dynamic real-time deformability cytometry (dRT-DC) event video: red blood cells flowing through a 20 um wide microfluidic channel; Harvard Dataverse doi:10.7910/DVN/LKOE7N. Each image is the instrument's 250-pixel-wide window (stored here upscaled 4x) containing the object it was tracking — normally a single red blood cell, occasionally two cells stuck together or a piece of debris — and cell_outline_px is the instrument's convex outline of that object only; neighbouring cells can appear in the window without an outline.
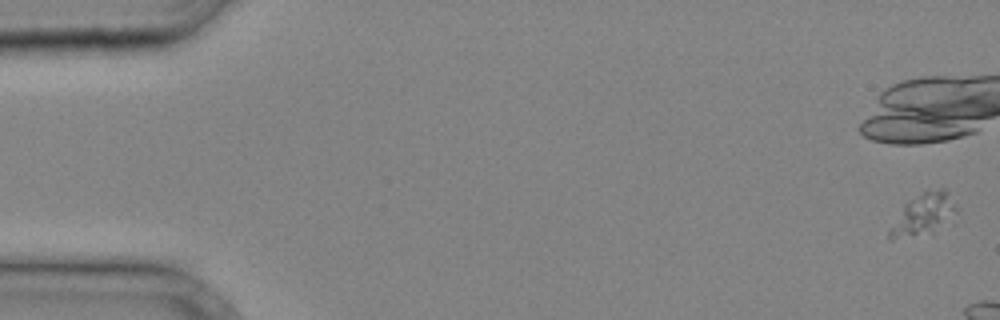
{"species": "common noctule bat (a hibernating species)", "species_latin": "Nyctalus noctula", "temperature_condition": "cold", "stored_images_in_passage": 6, "camera_frame_rate_fps": 3000, "um_per_image_px": 0.085, "animal": {"sex": "male", "body_mass_g": 20.4}, "frame": {"image": 1, "passage_image": 1, "time_ms": 0.0, "image_size_px": [1000, 320], "cell_outline_px": [[956, 212], [916, 232], [892, 240], [888, 240], [888, 232], [904, 204], [924, 192], [940, 188], [944, 188], [948, 192], [956, 208]], "centroid_in_image_um": [78.38, 18.09], "position_along_channel_um": 6.6, "area_um2": 13.76}}